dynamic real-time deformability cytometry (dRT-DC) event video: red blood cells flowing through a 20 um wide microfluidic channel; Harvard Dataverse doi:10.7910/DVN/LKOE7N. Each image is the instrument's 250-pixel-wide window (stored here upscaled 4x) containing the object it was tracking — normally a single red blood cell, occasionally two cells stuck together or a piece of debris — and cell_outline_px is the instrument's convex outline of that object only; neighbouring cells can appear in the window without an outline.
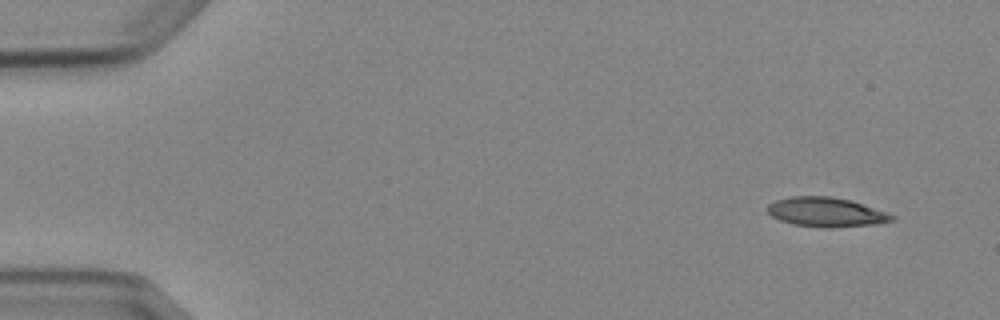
{"species": "Egyptian fruit bat (a non-hibernating species)", "species_latin": "Rousettus aegyptiacus", "temperature_condition": "cold", "stored_images_in_passage": 4, "camera_frame_rate_fps": 3000, "um_per_image_px": 0.085, "animal": {"sex": "female"}, "frame": {"image": 1, "passage_image": 1, "time_ms": 0.0, "image_size_px": [1000, 320], "cell_outline_px": [[896, 220], [876, 224], [828, 228], [792, 224], [780, 220], [772, 216], [768, 212], [768, 204], [776, 200], [792, 196], [832, 196], [852, 200], [896, 216]], "centroid_in_image_um": [70.24, 18.02], "position_along_channel_um": 14.8, "area_um2": 21.33}}